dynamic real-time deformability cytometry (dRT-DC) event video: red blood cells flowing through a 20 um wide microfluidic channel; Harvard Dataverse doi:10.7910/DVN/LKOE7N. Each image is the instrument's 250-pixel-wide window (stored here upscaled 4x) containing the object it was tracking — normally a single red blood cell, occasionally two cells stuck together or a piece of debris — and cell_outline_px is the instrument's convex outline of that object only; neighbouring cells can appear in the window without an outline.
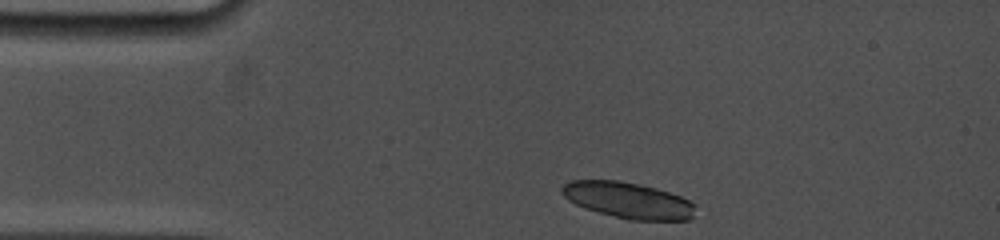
{"species": "common noctule bat (a hibernating species)", "species_latin": "Nyctalus noctula", "temperature_condition": "cold", "stored_images_in_passage": 6, "camera_frame_rate_fps": 5000, "um_per_image_px": 0.085, "animal": {"sex": "female", "body_mass_g": 19.0, "forearm_length_mm": 53.3}, "frame": {"image": 1, "passage_image": 1, "time_ms": 0.0, "image_size_px": [1000, 240], "cell_outline_px": [[696, 204], [692, 216], [688, 220], [628, 220], [584, 208], [568, 200], [560, 192], [560, 188], [564, 184], [572, 180], [620, 180], [656, 188], [680, 196]], "centroid_in_image_um": [53.37, 17.02], "position_along_channel_um": 31.6, "area_um2": 28.09}}